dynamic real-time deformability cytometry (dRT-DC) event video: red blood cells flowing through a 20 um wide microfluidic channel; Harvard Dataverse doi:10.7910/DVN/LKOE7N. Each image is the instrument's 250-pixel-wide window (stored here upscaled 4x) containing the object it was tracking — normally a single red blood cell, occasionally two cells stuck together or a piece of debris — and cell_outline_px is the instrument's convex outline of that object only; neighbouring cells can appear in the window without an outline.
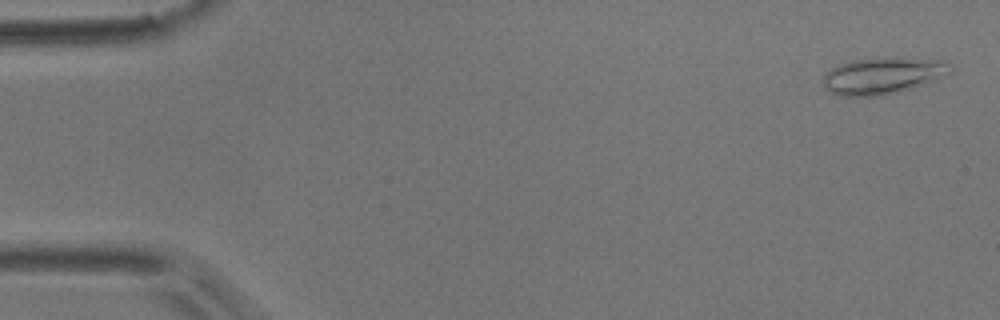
{"species": "common noctule bat (a hibernating species)", "species_latin": "Nyctalus noctula", "temperature_condition": "room temperature", "stored_images_in_passage": 54, "camera_frame_rate_fps": 3000, "um_per_image_px": 0.085, "animal": {"sex": "male", "body_mass_g": 17.9}, "frame": {"image": 1, "passage_image": 2, "time_ms": 0.333, "image_size_px": [1000, 320], "cell_outline_px": [[952, 68], [944, 76], [936, 80], [912, 88], [884, 96], [840, 96], [824, 88], [824, 76], [832, 68], [840, 64], [852, 60], [884, 56], [896, 56], [944, 60]], "centroid_in_image_um": [75.06, 6.41], "position_along_channel_um": 9.9, "area_um2": 27.57}}
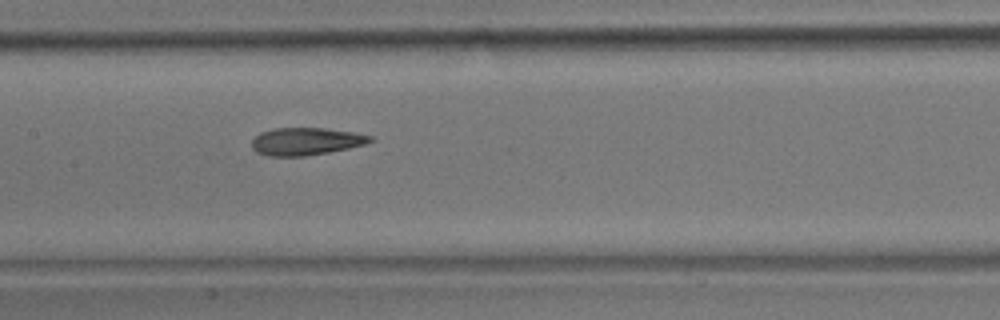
{"frame": {"image": 2, "passage_image": 26, "time_ms": 8.333, "image_size_px": [1000, 320], "cell_outline_px": [[372, 140], [364, 144], [348, 148], [328, 152], [304, 156], [268, 156], [256, 152], [252, 148], [252, 140], [260, 132], [276, 128], [324, 128], [352, 132], [372, 136]], "centroid_in_image_um": [25.96, 12.02], "position_along_channel_um": 181.4, "area_um2": 18.79}}
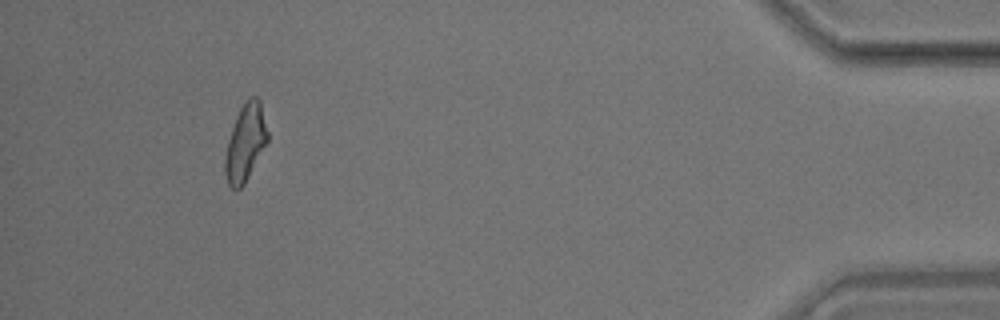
{"frame": {"image": 3, "passage_image": 50, "time_ms": 16.333, "image_size_px": [1000, 320], "cell_outline_px": [[268, 140], [244, 184], [240, 188], [232, 188], [228, 184], [224, 172], [224, 160], [228, 140], [236, 116], [240, 108], [248, 96], [256, 96], [260, 100], [268, 132]], "centroid_in_image_um": [20.85, 12.09], "position_along_channel_um": 414.3, "area_um2": 18.9}, "authors_computed_cell_mechanics": {"area_um2": 19.4786, "velocity_mm_per_s": 3.7126, "shape_relaxation_time_tau1_ms": 4.812, "shape_relaxation_time_tau2_ms": 4.6609, "deformation_change_tau1": 0.155, "deformation_change_tau2": 0.1078}}